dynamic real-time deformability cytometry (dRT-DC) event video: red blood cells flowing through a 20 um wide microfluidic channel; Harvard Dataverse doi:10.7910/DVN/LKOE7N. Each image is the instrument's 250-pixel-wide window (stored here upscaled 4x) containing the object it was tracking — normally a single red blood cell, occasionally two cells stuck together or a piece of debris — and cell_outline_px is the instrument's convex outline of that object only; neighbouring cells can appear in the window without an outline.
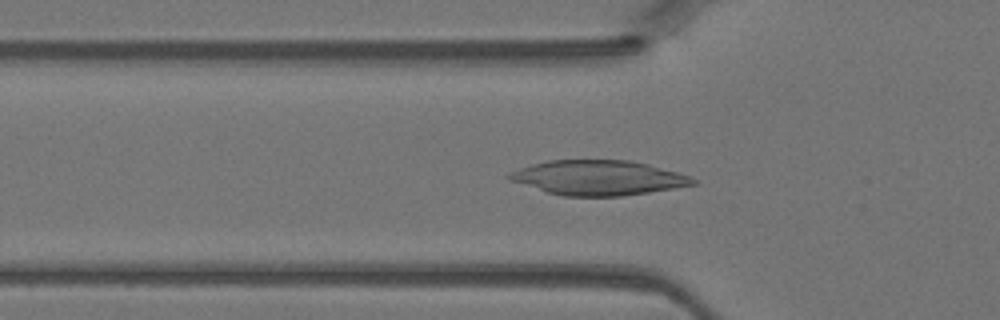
{"species": "Egyptian fruit bat (a non-hibernating species)", "species_latin": "Rousettus aegyptiacus", "temperature_condition": "warm", "stored_images_in_passage": 45, "camera_frame_rate_fps": 3000, "um_per_image_px": 0.085, "animal": {"sex": "female"}, "frame": {"image": 1, "passage_image": 15, "time_ms": 4.667, "image_size_px": [1000, 320], "cell_outline_px": [[696, 184], [648, 192], [620, 196], [564, 196], [548, 192], [508, 180], [504, 176], [520, 168], [532, 164], [548, 160], [628, 160], [648, 164], [676, 172], [688, 176], [696, 180]], "centroid_in_image_um": [50.81, 15.1], "position_along_channel_um": 75.0, "area_um2": 36.82}}
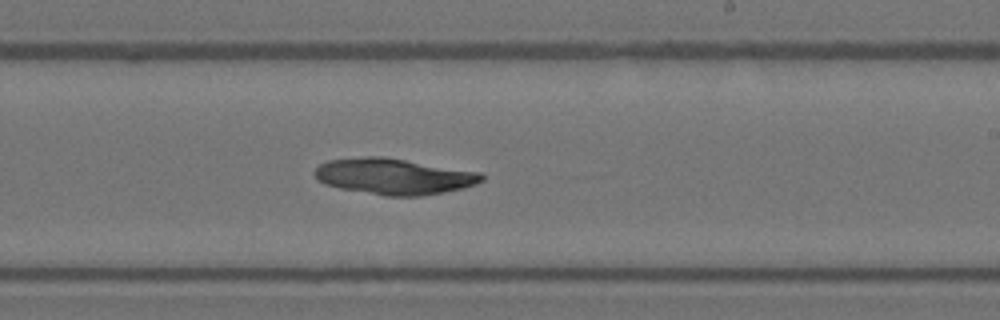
{"frame": {"image": 2, "passage_image": 27, "time_ms": 8.667, "image_size_px": [1000, 320], "cell_outline_px": [[484, 180], [476, 184], [444, 192], [420, 196], [384, 196], [340, 188], [324, 184], [316, 180], [316, 168], [320, 164], [328, 160], [364, 156], [384, 156], [480, 172], [484, 176]], "centroid_in_image_um": [33.47, 14.99], "position_along_channel_um": 255.5, "area_um2": 35.08}}
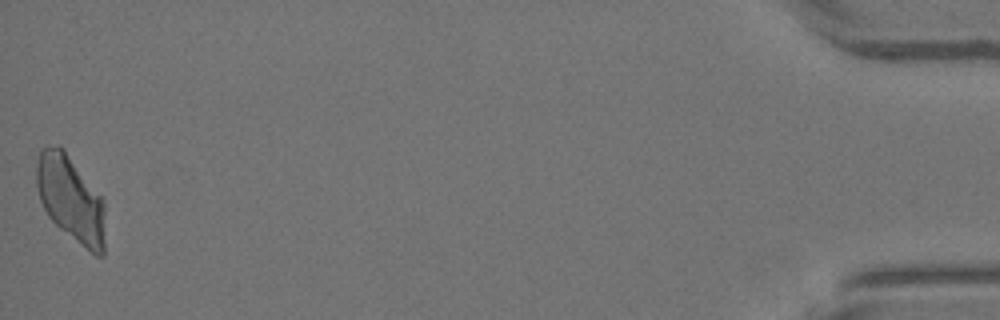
{"frame": {"image": 3, "passage_image": 45, "time_ms": 14.667, "image_size_px": [1000, 320], "cell_outline_px": [[104, 256], [96, 256], [60, 228], [48, 216], [40, 200], [36, 184], [36, 164], [40, 148], [48, 144], [60, 144], [64, 148], [104, 200]], "centroid_in_image_um": [5.99, 16.84], "position_along_channel_um": 429.2, "area_um2": 34.62}}